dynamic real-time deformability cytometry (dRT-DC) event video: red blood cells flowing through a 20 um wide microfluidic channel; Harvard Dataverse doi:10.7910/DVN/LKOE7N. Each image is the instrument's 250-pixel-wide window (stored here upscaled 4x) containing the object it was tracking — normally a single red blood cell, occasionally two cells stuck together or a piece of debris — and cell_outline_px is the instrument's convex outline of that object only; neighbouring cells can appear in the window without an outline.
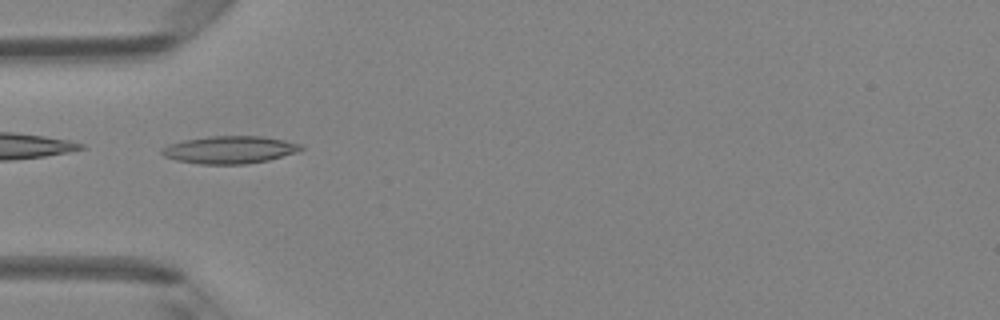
{"species": "Egyptian fruit bat (a non-hibernating species)", "species_latin": "Rousettus aegyptiacus", "temperature_condition": "room temperature", "stored_images_in_passage": 34, "camera_frame_rate_fps": 3000, "um_per_image_px": 0.085, "animal": {"sex": "female"}, "frame": {"image": 1, "passage_image": 1, "time_ms": 0.0, "image_size_px": [1000, 320], "cell_outline_px": [[304, 148], [300, 152], [268, 160], [244, 164], [200, 164], [176, 160], [164, 156], [160, 152], [160, 148], [168, 144], [184, 140], [208, 136], [260, 136], [284, 140], [300, 144]], "centroid_in_image_um": [19.51, 12.73], "position_along_channel_um": 65.5, "area_um2": 22.43}}
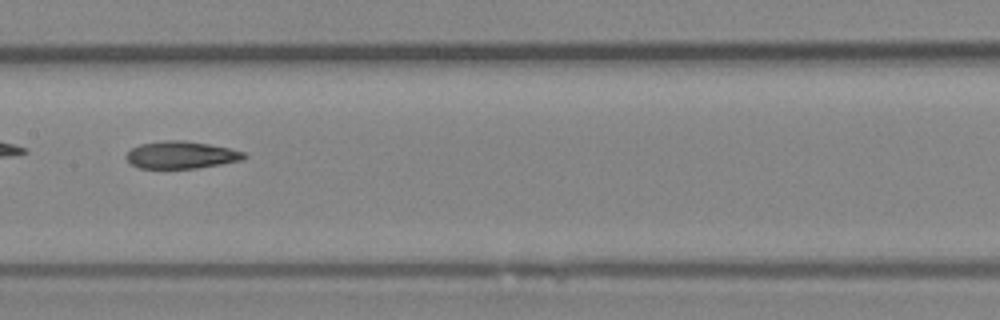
{"frame": {"image": 2, "passage_image": 10, "time_ms": 3.0, "image_size_px": [1000, 320], "cell_outline_px": [[248, 156], [244, 160], [196, 168], [140, 168], [132, 164], [124, 156], [132, 148], [140, 144], [164, 140], [184, 140], [208, 144], [228, 148], [244, 152]], "centroid_in_image_um": [15.41, 13.16], "position_along_channel_um": 192.0, "area_um2": 18.67}}
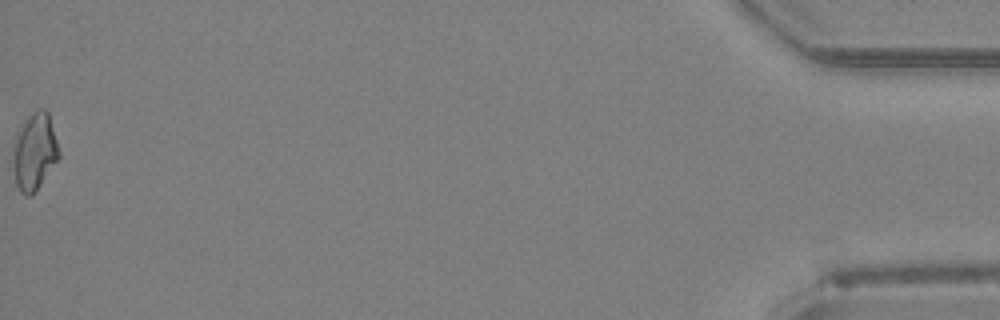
{"frame": {"image": 3, "passage_image": 34, "time_ms": 11.0, "image_size_px": [1000, 320], "cell_outline_px": [[60, 156], [36, 188], [28, 196], [24, 196], [20, 192], [16, 184], [12, 152], [12, 148], [16, 136], [28, 116], [32, 112], [40, 108], [44, 108], [48, 112], [60, 152]], "centroid_in_image_um": [2.92, 12.86], "position_along_channel_um": 432.3, "area_um2": 20.06}, "authors_computed_cell_mechanics": {"area_um2": 18.9873, "velocity_mm_per_s": 4.2549, "shape_relaxation_time_tau1_ms": null, "shape_relaxation_time_tau2_ms": 3.6011, "deformation_change_tau1": null, "deformation_change_tau2": 0.1295}}